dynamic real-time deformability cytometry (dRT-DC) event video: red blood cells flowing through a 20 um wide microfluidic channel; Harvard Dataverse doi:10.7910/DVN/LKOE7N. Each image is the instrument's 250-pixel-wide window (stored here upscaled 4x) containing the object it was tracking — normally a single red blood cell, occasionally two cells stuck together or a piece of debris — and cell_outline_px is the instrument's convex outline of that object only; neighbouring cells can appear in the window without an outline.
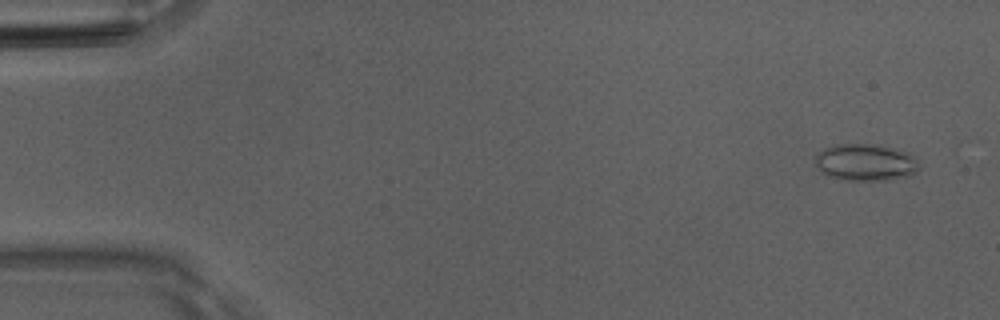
{"species": "Egyptian fruit bat (a non-hibernating species)", "species_latin": "Rousettus aegyptiacus", "temperature_condition": "room temperature", "stored_images_in_passage": 50, "camera_frame_rate_fps": 3000, "um_per_image_px": 0.085, "animal": {"sex": "male"}, "frame": {"image": 1, "passage_image": 2, "time_ms": 0.333, "image_size_px": [1000, 320], "cell_outline_px": [[920, 168], [916, 172], [908, 176], [888, 180], [844, 180], [828, 176], [820, 172], [816, 168], [816, 152], [824, 148], [836, 144], [880, 144], [908, 152], [916, 156], [920, 164]], "centroid_in_image_um": [73.59, 13.79], "position_along_channel_um": 11.4, "area_um2": 22.89}}
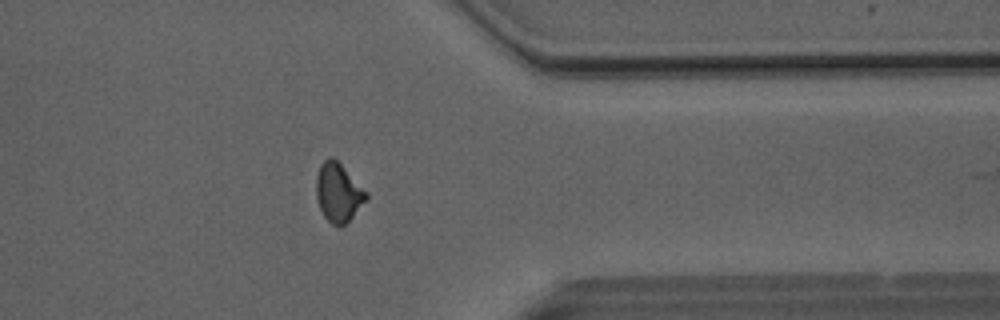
{"frame": {"image": 2, "passage_image": 40, "time_ms": 13.0, "image_size_px": [1000, 320], "cell_outline_px": [[368, 196], [352, 216], [340, 228], [332, 224], [324, 216], [320, 208], [316, 196], [316, 176], [320, 164], [328, 156], [332, 156], [368, 192]], "centroid_in_image_um": [28.73, 16.34], "position_along_channel_um": 382.7, "area_um2": 16.88}}
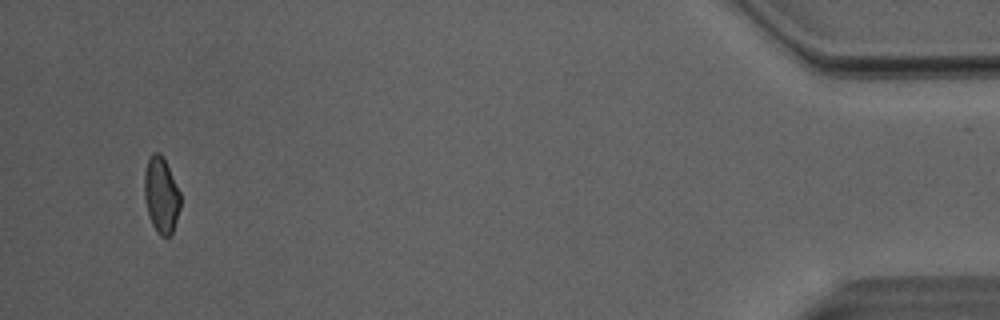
{"frame": {"image": 3, "passage_image": 48, "time_ms": 15.667, "image_size_px": [1000, 320], "cell_outline_px": [[180, 208], [172, 232], [168, 236], [160, 236], [156, 232], [152, 224], [148, 212], [144, 196], [144, 172], [148, 160], [152, 152], [160, 152], [164, 156], [180, 192]], "centroid_in_image_um": [13.7, 16.54], "position_along_channel_um": 421.5, "area_um2": 16.01}, "authors_computed_cell_mechanics": {"area_um2": 17.0799, "velocity_mm_per_s": 4.057, "shape_relaxation_time_tau1_ms": 8.6757, "shape_relaxation_time_tau2_ms": 1.6629, "deformation_change_tau1": 0.1567, "deformation_change_tau2": 0.0681}}